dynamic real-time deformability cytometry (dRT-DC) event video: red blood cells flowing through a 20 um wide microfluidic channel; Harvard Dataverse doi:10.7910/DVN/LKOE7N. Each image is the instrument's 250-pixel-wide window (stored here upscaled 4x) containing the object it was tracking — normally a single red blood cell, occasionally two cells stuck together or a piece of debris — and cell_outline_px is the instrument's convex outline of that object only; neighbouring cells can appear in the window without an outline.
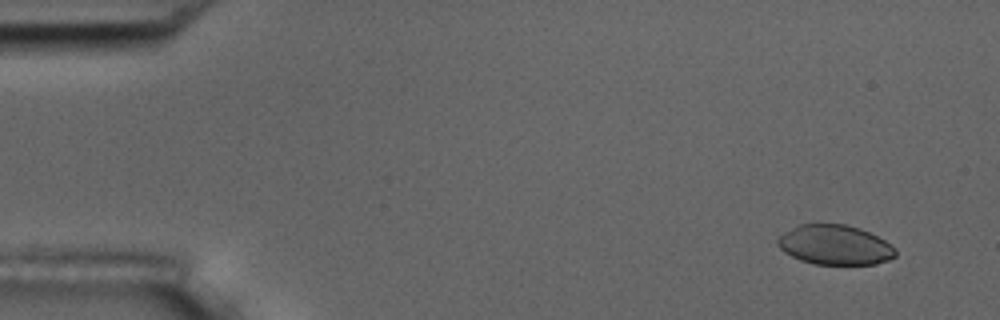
{"species": "common noctule bat (a hibernating species)", "species_latin": "Nyctalus noctula", "temperature_condition": "room temperature", "stored_images_in_passage": 4, "camera_frame_rate_fps": 3000, "um_per_image_px": 0.085, "animal": {"sex": "male", "body_mass_g": 17.5, "forearm_length_mm": 52.3}, "frame": {"image": 1, "passage_image": 1, "time_ms": 0.0, "image_size_px": [1000, 320], "cell_outline_px": [[896, 256], [888, 260], [876, 264], [812, 264], [800, 260], [784, 252], [776, 244], [776, 240], [784, 232], [800, 224], [844, 224], [860, 228], [884, 240], [896, 248]], "centroid_in_image_um": [70.96, 20.82], "position_along_channel_um": 14.0, "area_um2": 27.28}}